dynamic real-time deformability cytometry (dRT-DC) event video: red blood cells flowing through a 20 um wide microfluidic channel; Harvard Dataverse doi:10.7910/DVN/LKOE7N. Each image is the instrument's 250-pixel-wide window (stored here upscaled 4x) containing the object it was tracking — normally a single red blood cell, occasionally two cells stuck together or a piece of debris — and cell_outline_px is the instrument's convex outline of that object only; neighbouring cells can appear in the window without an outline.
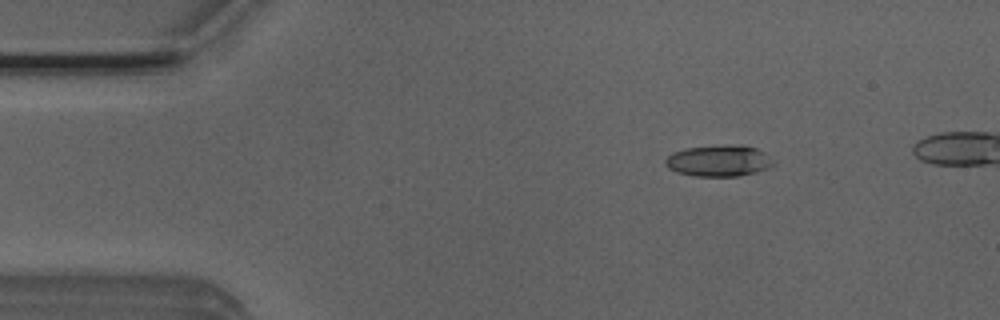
{"species": "Egyptian fruit bat (a non-hibernating species)", "species_latin": "Rousettus aegyptiacus", "temperature_condition": "room temperature", "stored_images_in_passage": 25, "camera_frame_rate_fps": 3000, "um_per_image_px": 0.085, "animal": {"sex": "male"}, "frame": {"image": 1, "passage_image": 8, "time_ms": 2.333, "image_size_px": [1000, 320], "cell_outline_px": [[776, 164], [768, 168], [756, 172], [740, 176], [696, 176], [676, 172], [668, 168], [664, 164], [664, 160], [672, 152], [684, 148], [724, 144], [736, 144], [756, 148], [764, 152]], "centroid_in_image_um": [61.08, 13.65], "position_along_channel_um": 23.9, "area_um2": 20.0}}